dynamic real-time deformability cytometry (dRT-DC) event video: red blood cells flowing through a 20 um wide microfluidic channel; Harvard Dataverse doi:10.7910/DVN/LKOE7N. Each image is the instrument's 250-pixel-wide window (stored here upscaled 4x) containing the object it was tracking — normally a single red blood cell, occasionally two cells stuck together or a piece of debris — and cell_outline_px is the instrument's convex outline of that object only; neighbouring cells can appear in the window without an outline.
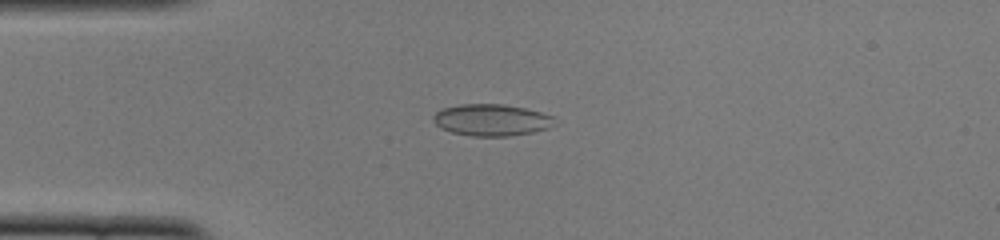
{"species": "common noctule bat (a hibernating species)", "species_latin": "Nyctalus noctula", "temperature_condition": "cold", "stored_images_in_passage": 45, "camera_frame_rate_fps": 3000, "um_per_image_px": 0.085, "animal": {"sex": "female", "body_mass_g": 22.0, "forearm_length_mm": 56.7}, "frame": {"image": 1, "passage_image": 7, "time_ms": 2.0, "image_size_px": [1000, 240], "cell_outline_px": [[556, 124], [548, 128], [532, 132], [508, 136], [472, 136], [452, 132], [440, 128], [432, 120], [432, 116], [436, 112], [444, 108], [460, 104], [504, 104], [524, 108], [540, 112], [552, 116]], "centroid_in_image_um": [41.76, 10.2], "position_along_channel_um": 43.2, "area_um2": 22.37}}
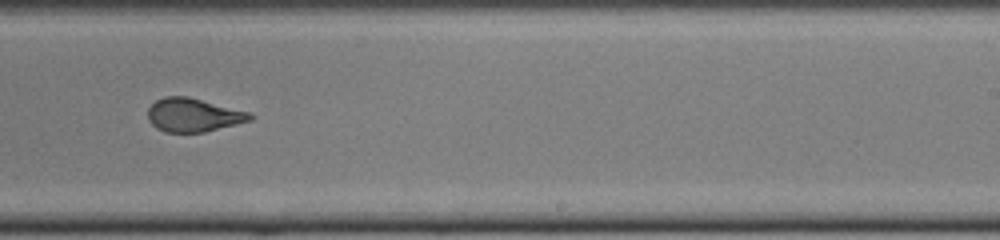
{"frame": {"image": 2, "passage_image": 26, "time_ms": 8.333, "image_size_px": [1000, 240], "cell_outline_px": [[256, 116], [252, 120], [204, 132], [164, 132], [156, 128], [148, 120], [148, 108], [156, 100], [164, 96], [188, 96], [252, 112]], "centroid_in_image_um": [16.46, 9.77], "position_along_channel_um": 272.5, "area_um2": 20.23}}
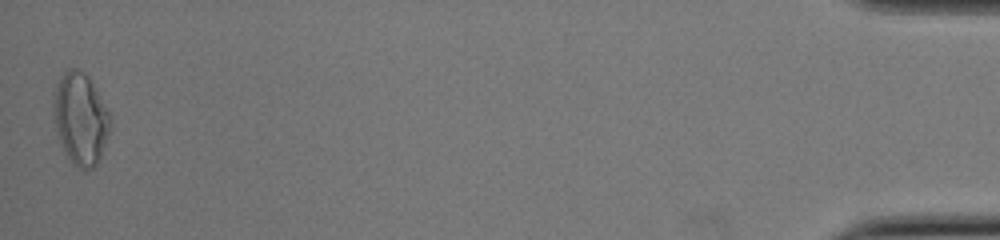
{"frame": {"image": 3, "passage_image": 45, "time_ms": 14.667, "image_size_px": [1000, 240], "cell_outline_px": [[112, 116], [108, 132], [100, 156], [96, 164], [92, 168], [76, 168], [72, 164], [60, 140], [56, 128], [52, 112], [52, 100], [60, 76], [68, 68], [76, 68], [84, 72], [88, 76], [96, 88]], "centroid_in_image_um": [6.83, 10.04], "position_along_channel_um": 428.4, "area_um2": 30.17}, "authors_computed_cell_mechanics": {"area_um2": 21.386, "velocity_mm_per_s": 3.9087, "shape_relaxation_time_tau1_ms": null, "shape_relaxation_time_tau2_ms": 0.5829, "deformation_change_tau1": null, "deformation_change_tau2": 0.0519}}